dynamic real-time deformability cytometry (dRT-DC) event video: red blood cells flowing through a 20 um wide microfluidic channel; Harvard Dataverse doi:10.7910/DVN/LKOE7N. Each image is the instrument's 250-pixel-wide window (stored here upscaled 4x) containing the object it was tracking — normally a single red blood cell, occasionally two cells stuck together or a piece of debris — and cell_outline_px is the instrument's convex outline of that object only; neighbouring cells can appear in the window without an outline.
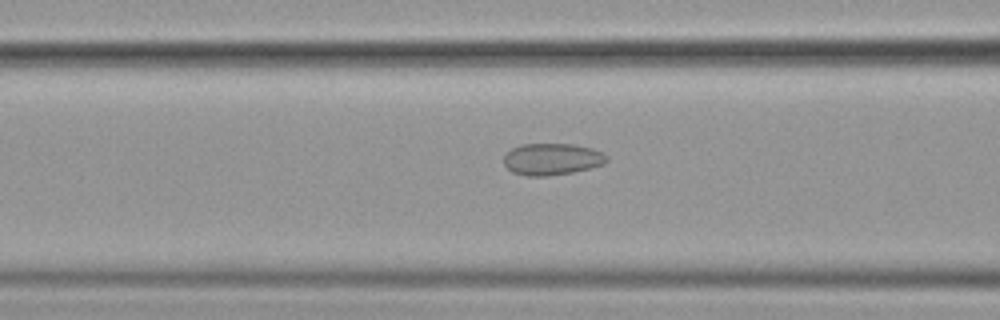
{"species": "common noctule bat (a hibernating species)", "species_latin": "Nyctalus noctula", "temperature_condition": "cold", "stored_images_in_passage": 56, "camera_frame_rate_fps": 3000, "um_per_image_px": 0.085, "animal": {"sex": "female", "body_mass_g": 19.9}, "frame": {"image": 1, "passage_image": 23, "time_ms": 7.333, "image_size_px": [1000, 320], "cell_outline_px": [[608, 160], [604, 164], [592, 168], [572, 172], [548, 176], [528, 176], [512, 172], [504, 164], [504, 156], [512, 148], [520, 144], [572, 144], [592, 148], [608, 156]], "centroid_in_image_um": [46.93, 13.53], "position_along_channel_um": 119.7, "area_um2": 19.07}}
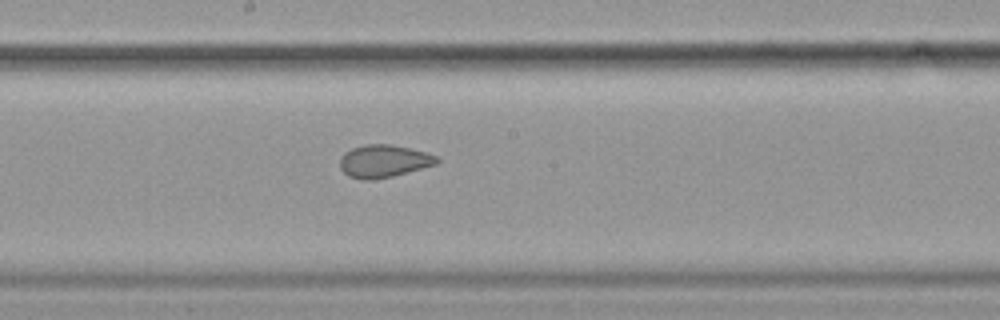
{"frame": {"image": 2, "passage_image": 31, "time_ms": 10.0, "image_size_px": [1000, 320], "cell_outline_px": [[440, 160], [436, 164], [392, 176], [372, 180], [364, 180], [348, 176], [340, 168], [340, 156], [344, 152], [352, 148], [368, 144], [388, 144], [408, 148], [424, 152], [436, 156]], "centroid_in_image_um": [32.57, 13.7], "position_along_channel_um": 215.6, "area_um2": 18.21}}
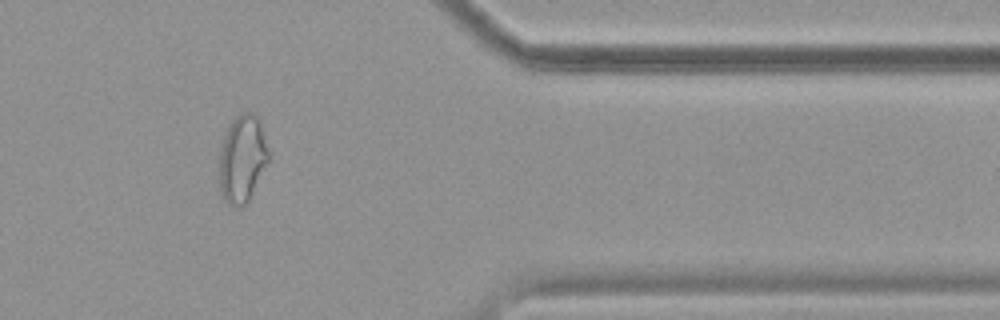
{"frame": {"image": 3, "passage_image": 47, "time_ms": 15.333, "image_size_px": [1000, 320], "cell_outline_px": [[268, 160], [248, 204], [240, 208], [228, 204], [224, 200], [220, 188], [220, 148], [224, 132], [232, 120], [240, 112], [252, 112], [260, 120], [268, 148]], "centroid_in_image_um": [20.59, 13.49], "position_along_channel_um": 390.8, "area_um2": 25.32}, "authors_computed_cell_mechanics": {"area_um2": 23.0044, "velocity_mm_per_s": 3.601, "shape_relaxation_time_tau1_ms": 10.2486, "shape_relaxation_time_tau2_ms": 1.2762, "deformation_change_tau1": 0.1352, "deformation_change_tau2": 0.066}}